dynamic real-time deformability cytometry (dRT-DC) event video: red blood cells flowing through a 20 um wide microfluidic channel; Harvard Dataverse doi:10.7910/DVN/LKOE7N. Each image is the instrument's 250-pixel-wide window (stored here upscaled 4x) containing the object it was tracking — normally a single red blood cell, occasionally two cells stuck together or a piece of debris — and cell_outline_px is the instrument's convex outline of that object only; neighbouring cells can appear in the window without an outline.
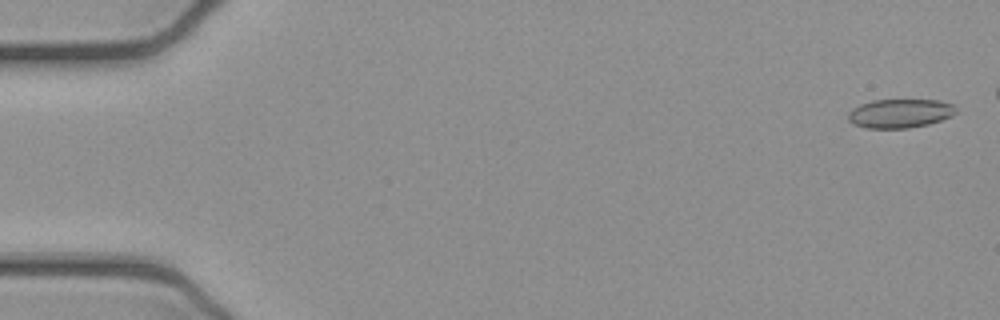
{"species": "common noctule bat (a hibernating species)", "species_latin": "Nyctalus noctula", "temperature_condition": "cold", "stored_images_in_passage": 6, "camera_frame_rate_fps": 3000, "um_per_image_px": 0.085, "animal": {"sex": "female", "body_mass_g": 21.9}, "frame": {"image": 1, "passage_image": 2, "time_ms": 0.333, "image_size_px": [1000, 320], "cell_outline_px": [[956, 112], [952, 116], [928, 124], [908, 128], [868, 128], [852, 124], [848, 120], [848, 112], [852, 108], [860, 104], [872, 100], [940, 100], [956, 104]], "centroid_in_image_um": [76.5, 9.63], "position_along_channel_um": 8.5, "area_um2": 18.32}}